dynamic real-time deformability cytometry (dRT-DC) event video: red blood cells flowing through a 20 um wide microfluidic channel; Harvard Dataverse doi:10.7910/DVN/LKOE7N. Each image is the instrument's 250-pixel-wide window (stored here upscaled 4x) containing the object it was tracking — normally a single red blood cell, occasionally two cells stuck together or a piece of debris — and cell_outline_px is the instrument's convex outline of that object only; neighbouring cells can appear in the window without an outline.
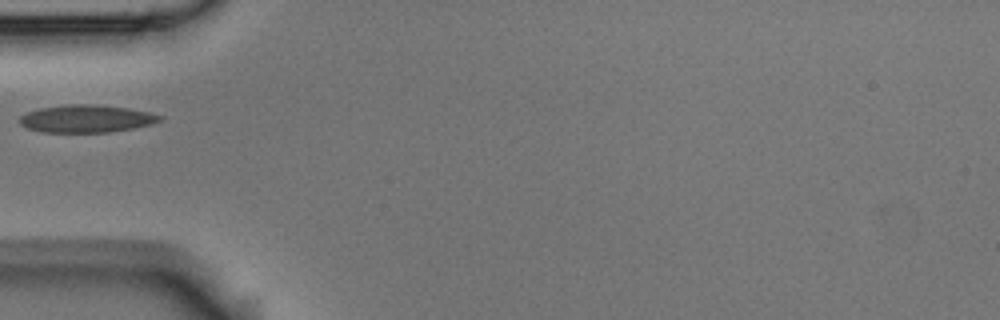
{"species": "Egyptian fruit bat (a non-hibernating species)", "species_latin": "Rousettus aegyptiacus", "temperature_condition": "room temperature", "stored_images_in_passage": 1, "camera_frame_rate_fps": 3000, "um_per_image_px": 0.085, "animal": {"sex": "male"}, "frame": {"image": 1, "passage_image": 1, "time_ms": 0.0, "image_size_px": [1000, 320], "cell_outline_px": [[164, 116], [160, 120], [152, 124], [132, 128], [108, 132], [44, 132], [28, 128], [20, 124], [20, 116], [28, 112], [40, 108], [72, 104], [96, 104], [128, 108], [148, 112]], "centroid_in_image_um": [7.36, 10.08], "position_along_channel_um": 77.6, "area_um2": 22.31}}